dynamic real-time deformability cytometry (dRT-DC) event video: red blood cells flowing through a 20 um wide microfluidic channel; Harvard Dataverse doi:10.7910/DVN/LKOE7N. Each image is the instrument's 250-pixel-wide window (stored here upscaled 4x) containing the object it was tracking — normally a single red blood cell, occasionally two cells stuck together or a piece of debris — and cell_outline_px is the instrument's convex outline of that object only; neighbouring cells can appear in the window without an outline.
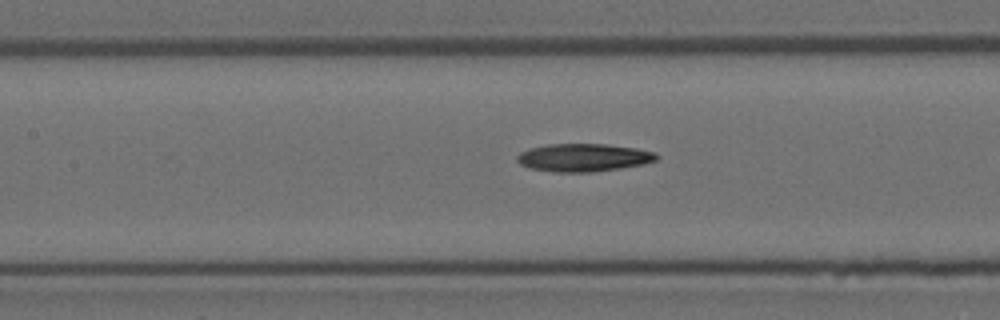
{"species": "Egyptian fruit bat (a non-hibernating species)", "species_latin": "Rousettus aegyptiacus", "temperature_condition": "room temperature", "stored_images_in_passage": 5, "camera_frame_rate_fps": 3000, "um_per_image_px": 0.085, "animal": {"sex": "female"}, "frame": {"image": 1, "passage_image": 5, "time_ms": 1.333, "image_size_px": [1000, 320], "cell_outline_px": [[660, 156], [656, 160], [644, 164], [620, 168], [592, 172], [552, 172], [528, 168], [520, 164], [516, 160], [516, 156], [520, 152], [528, 148], [544, 144], [604, 144], [636, 148], [656, 152]], "centroid_in_image_um": [49.57, 13.39], "position_along_channel_um": 157.8, "area_um2": 22.95}}